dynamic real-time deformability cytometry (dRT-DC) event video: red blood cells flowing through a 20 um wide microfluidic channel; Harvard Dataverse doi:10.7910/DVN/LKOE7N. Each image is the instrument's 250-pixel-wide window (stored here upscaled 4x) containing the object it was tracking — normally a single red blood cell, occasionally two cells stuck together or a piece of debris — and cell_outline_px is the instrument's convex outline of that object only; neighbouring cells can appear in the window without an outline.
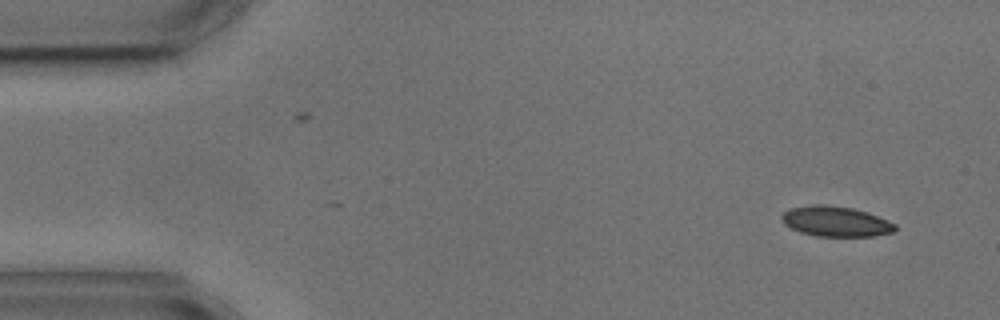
{"species": "common noctule bat (a hibernating species)", "species_latin": "Nyctalus noctula", "temperature_condition": "cold", "stored_images_in_passage": 2, "camera_frame_rate_fps": 3000, "um_per_image_px": 0.085, "animal": {"sex": "male", "body_mass_g": 17.9, "forearm_length_mm": 54.2}, "frame": {"image": 1, "passage_image": 2, "time_ms": 2.0, "image_size_px": [1000, 320], "cell_outline_px": [[896, 228], [892, 232], [872, 236], [816, 236], [800, 232], [784, 224], [780, 216], [784, 212], [792, 208], [816, 204], [824, 204], [852, 208], [888, 220], [896, 224]], "centroid_in_image_um": [71.01, 18.82], "position_along_channel_um": 14.0, "area_um2": 19.71}}